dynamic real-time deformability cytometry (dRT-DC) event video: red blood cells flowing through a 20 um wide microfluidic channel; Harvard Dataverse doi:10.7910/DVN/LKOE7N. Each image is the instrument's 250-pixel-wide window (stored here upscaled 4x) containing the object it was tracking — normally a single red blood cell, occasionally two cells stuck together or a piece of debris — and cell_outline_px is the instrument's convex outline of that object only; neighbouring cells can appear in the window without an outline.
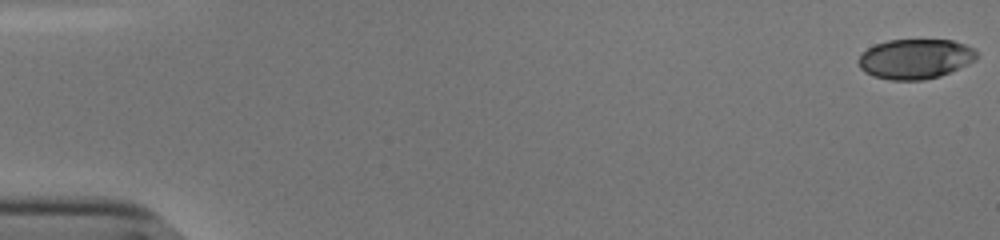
{"species": "human", "species_latin": "Homo sapiens", "temperature_condition": "cold", "stored_images_in_passage": 21, "camera_frame_rate_fps": 3000, "um_per_image_px": 0.085, "donor": {"sex": "male"}, "frame": {"image": 1, "passage_image": 1, "time_ms": 0.0, "image_size_px": [1000, 240], "cell_outline_px": [[976, 60], [968, 64], [940, 76], [924, 80], [892, 80], [872, 76], [864, 72], [860, 68], [856, 60], [868, 48], [876, 44], [888, 40], [952, 40], [976, 48]], "centroid_in_image_um": [77.79, 5.01], "position_along_channel_um": 7.2, "area_um2": 27.57}}